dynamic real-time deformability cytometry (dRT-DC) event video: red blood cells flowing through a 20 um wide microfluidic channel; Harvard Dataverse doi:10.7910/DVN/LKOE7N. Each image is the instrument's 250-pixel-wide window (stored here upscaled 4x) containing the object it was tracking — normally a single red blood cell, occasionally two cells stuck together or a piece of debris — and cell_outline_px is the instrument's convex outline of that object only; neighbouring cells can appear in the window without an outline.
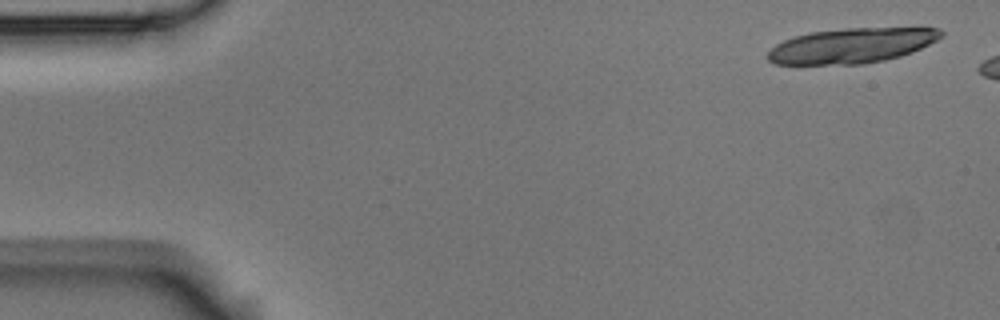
{"species": "Egyptian fruit bat (a non-hibernating species)", "species_latin": "Rousettus aegyptiacus", "temperature_condition": "room temperature", "stored_images_in_passage": 7, "segment_of_instrument_passage": [1, 2], "camera_frame_rate_fps": 3000, "um_per_image_px": 0.085, "animal": {"sex": "male"}, "frame": {"image": 1, "passage_image": 1, "time_ms": 0.0, "image_size_px": [1000, 320], "cell_outline_px": [[944, 36], [912, 52], [900, 56], [884, 60], [864, 64], [776, 64], [768, 60], [768, 52], [776, 44], [784, 40], [808, 32], [844, 28], [940, 28], [944, 32]], "centroid_in_image_um": [72.4, 3.87], "position_along_channel_um": 12.6, "area_um2": 35.26}}
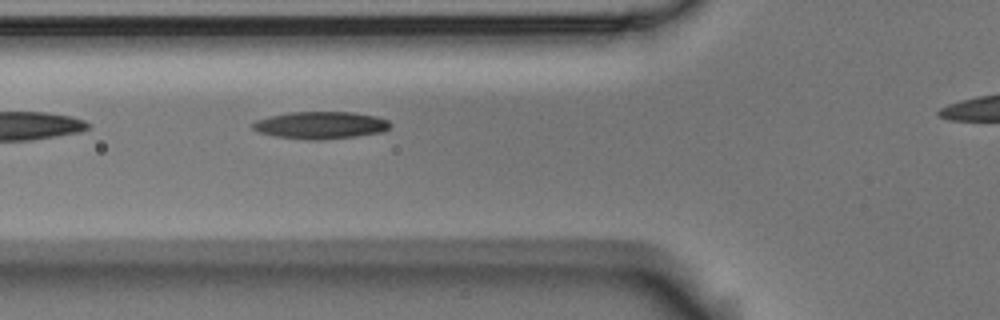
{"frame": {"image": 2, "passage_image": 6, "time_ms": 1.667, "image_size_px": [1000, 320], "cell_outline_px": [[392, 124], [384, 132], [356, 136], [320, 140], [312, 140], [276, 136], [256, 132], [252, 128], [252, 124], [256, 120], [268, 116], [288, 112], [352, 112], [376, 116], [388, 120]], "centroid_in_image_um": [27.24, 10.64], "position_along_channel_um": 98.6, "area_um2": 21.96}}